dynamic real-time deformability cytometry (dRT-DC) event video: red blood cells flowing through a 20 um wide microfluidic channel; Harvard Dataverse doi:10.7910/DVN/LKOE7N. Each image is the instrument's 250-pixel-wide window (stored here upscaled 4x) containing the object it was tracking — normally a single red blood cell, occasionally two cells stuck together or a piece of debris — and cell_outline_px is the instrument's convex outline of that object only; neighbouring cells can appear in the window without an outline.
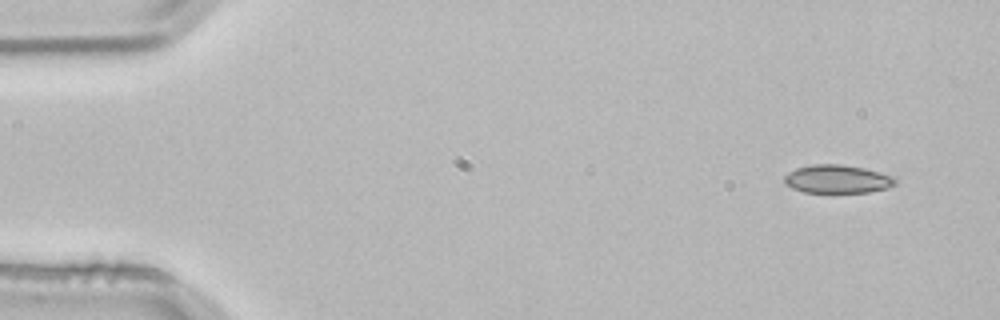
{"species": "common noctule bat (a hibernating species)", "species_latin": "Nyctalus noctula", "temperature_condition": "room temperature", "stored_images_in_passage": 3, "camera_frame_rate_fps": 3000, "um_per_image_px": 0.085, "animal": {"sex": "male", "body_mass_g": 21.5, "forearm_length_mm": 52.0}, "frame": {"image": 1, "passage_image": 1, "time_ms": 0.0, "image_size_px": [1000, 320], "cell_outline_px": [[896, 184], [888, 188], [868, 192], [804, 192], [792, 188], [784, 184], [784, 176], [788, 172], [796, 168], [812, 164], [840, 164], [864, 168], [892, 176], [896, 180]], "centroid_in_image_um": [71.14, 15.22], "position_along_channel_um": 13.9, "area_um2": 18.26}}
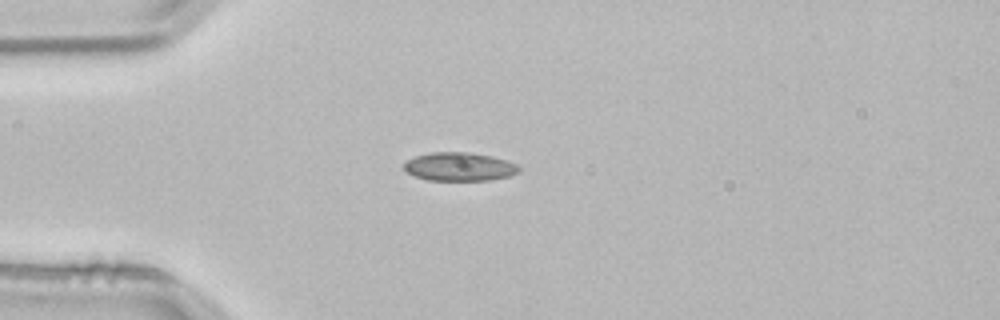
{"frame": {"image": 2, "passage_image": 3, "time_ms": 0.667, "image_size_px": [1000, 320], "cell_outline_px": [[520, 172], [508, 176], [488, 180], [428, 180], [412, 176], [404, 168], [404, 164], [408, 160], [416, 156], [432, 152], [464, 152], [492, 156], [508, 160], [516, 164], [520, 168]], "centroid_in_image_um": [39.06, 14.17], "position_along_channel_um": 45.9, "area_um2": 19.02}}